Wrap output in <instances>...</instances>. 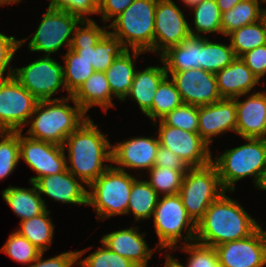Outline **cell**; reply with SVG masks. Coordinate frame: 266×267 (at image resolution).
Instances as JSON below:
<instances>
[{
	"mask_svg": "<svg viewBox=\"0 0 266 267\" xmlns=\"http://www.w3.org/2000/svg\"><path fill=\"white\" fill-rule=\"evenodd\" d=\"M35 185L39 194H44L64 204L87 205V189L67 169L54 175L39 178Z\"/></svg>",
	"mask_w": 266,
	"mask_h": 267,
	"instance_id": "obj_21",
	"label": "cell"
},
{
	"mask_svg": "<svg viewBox=\"0 0 266 267\" xmlns=\"http://www.w3.org/2000/svg\"><path fill=\"white\" fill-rule=\"evenodd\" d=\"M13 76L39 101L63 99L52 98L61 87L66 89L63 65L50 56L44 55L24 67L14 68Z\"/></svg>",
	"mask_w": 266,
	"mask_h": 267,
	"instance_id": "obj_11",
	"label": "cell"
},
{
	"mask_svg": "<svg viewBox=\"0 0 266 267\" xmlns=\"http://www.w3.org/2000/svg\"><path fill=\"white\" fill-rule=\"evenodd\" d=\"M158 139L161 146L169 149L190 167H203L212 162L210 146L198 133L166 126L159 122Z\"/></svg>",
	"mask_w": 266,
	"mask_h": 267,
	"instance_id": "obj_13",
	"label": "cell"
},
{
	"mask_svg": "<svg viewBox=\"0 0 266 267\" xmlns=\"http://www.w3.org/2000/svg\"><path fill=\"white\" fill-rule=\"evenodd\" d=\"M163 66H150L135 73L131 89L126 97L135 100L142 113L145 115L150 111L152 102L161 81L167 76L163 61Z\"/></svg>",
	"mask_w": 266,
	"mask_h": 267,
	"instance_id": "obj_25",
	"label": "cell"
},
{
	"mask_svg": "<svg viewBox=\"0 0 266 267\" xmlns=\"http://www.w3.org/2000/svg\"><path fill=\"white\" fill-rule=\"evenodd\" d=\"M32 188H20L9 186L2 192V198L10 206L13 212L24 221L38 216L47 210L45 200L39 194L34 182H30Z\"/></svg>",
	"mask_w": 266,
	"mask_h": 267,
	"instance_id": "obj_26",
	"label": "cell"
},
{
	"mask_svg": "<svg viewBox=\"0 0 266 267\" xmlns=\"http://www.w3.org/2000/svg\"><path fill=\"white\" fill-rule=\"evenodd\" d=\"M166 71L201 69V37L189 36L160 55Z\"/></svg>",
	"mask_w": 266,
	"mask_h": 267,
	"instance_id": "obj_27",
	"label": "cell"
},
{
	"mask_svg": "<svg viewBox=\"0 0 266 267\" xmlns=\"http://www.w3.org/2000/svg\"><path fill=\"white\" fill-rule=\"evenodd\" d=\"M150 186L159 196L176 195L180 192L184 173L167 167L153 166L149 171Z\"/></svg>",
	"mask_w": 266,
	"mask_h": 267,
	"instance_id": "obj_37",
	"label": "cell"
},
{
	"mask_svg": "<svg viewBox=\"0 0 266 267\" xmlns=\"http://www.w3.org/2000/svg\"><path fill=\"white\" fill-rule=\"evenodd\" d=\"M199 106L182 104L168 113L161 121L166 126L182 129L188 132L198 133Z\"/></svg>",
	"mask_w": 266,
	"mask_h": 267,
	"instance_id": "obj_40",
	"label": "cell"
},
{
	"mask_svg": "<svg viewBox=\"0 0 266 267\" xmlns=\"http://www.w3.org/2000/svg\"><path fill=\"white\" fill-rule=\"evenodd\" d=\"M181 250L189 254L183 267H221L214 247L194 241L184 244Z\"/></svg>",
	"mask_w": 266,
	"mask_h": 267,
	"instance_id": "obj_44",
	"label": "cell"
},
{
	"mask_svg": "<svg viewBox=\"0 0 266 267\" xmlns=\"http://www.w3.org/2000/svg\"><path fill=\"white\" fill-rule=\"evenodd\" d=\"M246 144L223 151L212 163L216 166L220 182L227 192L235 191V183L253 176V183L260 189L266 177V139L244 138Z\"/></svg>",
	"mask_w": 266,
	"mask_h": 267,
	"instance_id": "obj_4",
	"label": "cell"
},
{
	"mask_svg": "<svg viewBox=\"0 0 266 267\" xmlns=\"http://www.w3.org/2000/svg\"><path fill=\"white\" fill-rule=\"evenodd\" d=\"M0 181L8 177L20 161L19 131H0Z\"/></svg>",
	"mask_w": 266,
	"mask_h": 267,
	"instance_id": "obj_38",
	"label": "cell"
},
{
	"mask_svg": "<svg viewBox=\"0 0 266 267\" xmlns=\"http://www.w3.org/2000/svg\"><path fill=\"white\" fill-rule=\"evenodd\" d=\"M203 0H182V2L185 4V6L187 5V7L191 8L195 5H197L198 3L202 2Z\"/></svg>",
	"mask_w": 266,
	"mask_h": 267,
	"instance_id": "obj_52",
	"label": "cell"
},
{
	"mask_svg": "<svg viewBox=\"0 0 266 267\" xmlns=\"http://www.w3.org/2000/svg\"><path fill=\"white\" fill-rule=\"evenodd\" d=\"M260 190H266V177H265V179H264V182H263V184H262Z\"/></svg>",
	"mask_w": 266,
	"mask_h": 267,
	"instance_id": "obj_55",
	"label": "cell"
},
{
	"mask_svg": "<svg viewBox=\"0 0 266 267\" xmlns=\"http://www.w3.org/2000/svg\"><path fill=\"white\" fill-rule=\"evenodd\" d=\"M160 146L158 136L132 137L112 145L111 164L115 168L126 171L127 169H142L147 172L155 165V159Z\"/></svg>",
	"mask_w": 266,
	"mask_h": 267,
	"instance_id": "obj_17",
	"label": "cell"
},
{
	"mask_svg": "<svg viewBox=\"0 0 266 267\" xmlns=\"http://www.w3.org/2000/svg\"><path fill=\"white\" fill-rule=\"evenodd\" d=\"M39 100L14 76L0 77V131H22Z\"/></svg>",
	"mask_w": 266,
	"mask_h": 267,
	"instance_id": "obj_10",
	"label": "cell"
},
{
	"mask_svg": "<svg viewBox=\"0 0 266 267\" xmlns=\"http://www.w3.org/2000/svg\"><path fill=\"white\" fill-rule=\"evenodd\" d=\"M152 217L159 241L154 249L174 250L180 247L177 245L179 242L187 244L195 241L197 224L188 215L179 194L159 196ZM183 231L187 232L184 237Z\"/></svg>",
	"mask_w": 266,
	"mask_h": 267,
	"instance_id": "obj_7",
	"label": "cell"
},
{
	"mask_svg": "<svg viewBox=\"0 0 266 267\" xmlns=\"http://www.w3.org/2000/svg\"><path fill=\"white\" fill-rule=\"evenodd\" d=\"M227 36L230 37L236 57H241L248 51L266 45V21L262 18L256 23L235 29Z\"/></svg>",
	"mask_w": 266,
	"mask_h": 267,
	"instance_id": "obj_31",
	"label": "cell"
},
{
	"mask_svg": "<svg viewBox=\"0 0 266 267\" xmlns=\"http://www.w3.org/2000/svg\"><path fill=\"white\" fill-rule=\"evenodd\" d=\"M134 178L111 165L88 187L87 206H93L99 220L126 215Z\"/></svg>",
	"mask_w": 266,
	"mask_h": 267,
	"instance_id": "obj_6",
	"label": "cell"
},
{
	"mask_svg": "<svg viewBox=\"0 0 266 267\" xmlns=\"http://www.w3.org/2000/svg\"><path fill=\"white\" fill-rule=\"evenodd\" d=\"M20 159L37 173L29 182L39 178L58 174L66 169V153L63 146L32 139L19 131Z\"/></svg>",
	"mask_w": 266,
	"mask_h": 267,
	"instance_id": "obj_14",
	"label": "cell"
},
{
	"mask_svg": "<svg viewBox=\"0 0 266 267\" xmlns=\"http://www.w3.org/2000/svg\"><path fill=\"white\" fill-rule=\"evenodd\" d=\"M65 89L72 96L78 88L95 72L88 61L81 58L72 48L63 56Z\"/></svg>",
	"mask_w": 266,
	"mask_h": 267,
	"instance_id": "obj_34",
	"label": "cell"
},
{
	"mask_svg": "<svg viewBox=\"0 0 266 267\" xmlns=\"http://www.w3.org/2000/svg\"><path fill=\"white\" fill-rule=\"evenodd\" d=\"M107 27L98 25H85L82 30L75 36L72 49L90 65L93 63V47L100 37L107 31Z\"/></svg>",
	"mask_w": 266,
	"mask_h": 267,
	"instance_id": "obj_42",
	"label": "cell"
},
{
	"mask_svg": "<svg viewBox=\"0 0 266 267\" xmlns=\"http://www.w3.org/2000/svg\"><path fill=\"white\" fill-rule=\"evenodd\" d=\"M48 7L66 11L78 17L86 25L97 26L88 15L98 14V0H50Z\"/></svg>",
	"mask_w": 266,
	"mask_h": 267,
	"instance_id": "obj_41",
	"label": "cell"
},
{
	"mask_svg": "<svg viewBox=\"0 0 266 267\" xmlns=\"http://www.w3.org/2000/svg\"><path fill=\"white\" fill-rule=\"evenodd\" d=\"M74 101L87 114L93 106H100L104 112L114 107L109 82L105 72L95 71L72 95Z\"/></svg>",
	"mask_w": 266,
	"mask_h": 267,
	"instance_id": "obj_24",
	"label": "cell"
},
{
	"mask_svg": "<svg viewBox=\"0 0 266 267\" xmlns=\"http://www.w3.org/2000/svg\"><path fill=\"white\" fill-rule=\"evenodd\" d=\"M66 147V169L87 187L112 165L103 163L112 161V144L90 117L66 138Z\"/></svg>",
	"mask_w": 266,
	"mask_h": 267,
	"instance_id": "obj_1",
	"label": "cell"
},
{
	"mask_svg": "<svg viewBox=\"0 0 266 267\" xmlns=\"http://www.w3.org/2000/svg\"><path fill=\"white\" fill-rule=\"evenodd\" d=\"M71 101L75 107L66 104ZM88 118L72 96L40 100L28 120L27 125H31L26 136L63 146L66 138Z\"/></svg>",
	"mask_w": 266,
	"mask_h": 267,
	"instance_id": "obj_3",
	"label": "cell"
},
{
	"mask_svg": "<svg viewBox=\"0 0 266 267\" xmlns=\"http://www.w3.org/2000/svg\"><path fill=\"white\" fill-rule=\"evenodd\" d=\"M125 50L121 41L107 29L93 47L92 66L94 70L105 72L114 59Z\"/></svg>",
	"mask_w": 266,
	"mask_h": 267,
	"instance_id": "obj_36",
	"label": "cell"
},
{
	"mask_svg": "<svg viewBox=\"0 0 266 267\" xmlns=\"http://www.w3.org/2000/svg\"><path fill=\"white\" fill-rule=\"evenodd\" d=\"M198 134L209 145L212 137L233 131L236 133L237 113L235 99L223 98L216 103L199 106Z\"/></svg>",
	"mask_w": 266,
	"mask_h": 267,
	"instance_id": "obj_18",
	"label": "cell"
},
{
	"mask_svg": "<svg viewBox=\"0 0 266 267\" xmlns=\"http://www.w3.org/2000/svg\"><path fill=\"white\" fill-rule=\"evenodd\" d=\"M164 267H183L177 258H173L171 254L166 253V262Z\"/></svg>",
	"mask_w": 266,
	"mask_h": 267,
	"instance_id": "obj_51",
	"label": "cell"
},
{
	"mask_svg": "<svg viewBox=\"0 0 266 267\" xmlns=\"http://www.w3.org/2000/svg\"><path fill=\"white\" fill-rule=\"evenodd\" d=\"M224 192L197 223L195 241L216 247L227 241L246 238L258 229V222L243 206Z\"/></svg>",
	"mask_w": 266,
	"mask_h": 267,
	"instance_id": "obj_2",
	"label": "cell"
},
{
	"mask_svg": "<svg viewBox=\"0 0 266 267\" xmlns=\"http://www.w3.org/2000/svg\"><path fill=\"white\" fill-rule=\"evenodd\" d=\"M242 0H216L220 13H224L232 9L237 3Z\"/></svg>",
	"mask_w": 266,
	"mask_h": 267,
	"instance_id": "obj_50",
	"label": "cell"
},
{
	"mask_svg": "<svg viewBox=\"0 0 266 267\" xmlns=\"http://www.w3.org/2000/svg\"><path fill=\"white\" fill-rule=\"evenodd\" d=\"M90 253L89 256L77 261L80 267H137L129 259L111 251L105 244Z\"/></svg>",
	"mask_w": 266,
	"mask_h": 267,
	"instance_id": "obj_43",
	"label": "cell"
},
{
	"mask_svg": "<svg viewBox=\"0 0 266 267\" xmlns=\"http://www.w3.org/2000/svg\"><path fill=\"white\" fill-rule=\"evenodd\" d=\"M221 267H264L266 249L257 229L250 236L214 247Z\"/></svg>",
	"mask_w": 266,
	"mask_h": 267,
	"instance_id": "obj_16",
	"label": "cell"
},
{
	"mask_svg": "<svg viewBox=\"0 0 266 267\" xmlns=\"http://www.w3.org/2000/svg\"><path fill=\"white\" fill-rule=\"evenodd\" d=\"M182 104L183 101L174 81L169 79L167 75L159 84L152 102V107L146 116L152 120L154 126H157V119L160 121L168 113Z\"/></svg>",
	"mask_w": 266,
	"mask_h": 267,
	"instance_id": "obj_32",
	"label": "cell"
},
{
	"mask_svg": "<svg viewBox=\"0 0 266 267\" xmlns=\"http://www.w3.org/2000/svg\"><path fill=\"white\" fill-rule=\"evenodd\" d=\"M20 1L22 0H0V6L2 5H10V4H13V3H20Z\"/></svg>",
	"mask_w": 266,
	"mask_h": 267,
	"instance_id": "obj_54",
	"label": "cell"
},
{
	"mask_svg": "<svg viewBox=\"0 0 266 267\" xmlns=\"http://www.w3.org/2000/svg\"><path fill=\"white\" fill-rule=\"evenodd\" d=\"M266 0H242L232 9L221 13V34L227 37L235 29L258 22L263 18Z\"/></svg>",
	"mask_w": 266,
	"mask_h": 267,
	"instance_id": "obj_28",
	"label": "cell"
},
{
	"mask_svg": "<svg viewBox=\"0 0 266 267\" xmlns=\"http://www.w3.org/2000/svg\"><path fill=\"white\" fill-rule=\"evenodd\" d=\"M244 101L236 97V133L244 138L266 139V90L252 92Z\"/></svg>",
	"mask_w": 266,
	"mask_h": 267,
	"instance_id": "obj_19",
	"label": "cell"
},
{
	"mask_svg": "<svg viewBox=\"0 0 266 267\" xmlns=\"http://www.w3.org/2000/svg\"><path fill=\"white\" fill-rule=\"evenodd\" d=\"M185 15L172 0H157L154 18L153 52L161 55L191 36Z\"/></svg>",
	"mask_w": 266,
	"mask_h": 267,
	"instance_id": "obj_12",
	"label": "cell"
},
{
	"mask_svg": "<svg viewBox=\"0 0 266 267\" xmlns=\"http://www.w3.org/2000/svg\"><path fill=\"white\" fill-rule=\"evenodd\" d=\"M258 230H259V232H260V234L262 236L263 243H264V246H265V249H266V230H263L262 226H260L259 224H258Z\"/></svg>",
	"mask_w": 266,
	"mask_h": 267,
	"instance_id": "obj_53",
	"label": "cell"
},
{
	"mask_svg": "<svg viewBox=\"0 0 266 267\" xmlns=\"http://www.w3.org/2000/svg\"><path fill=\"white\" fill-rule=\"evenodd\" d=\"M139 226L113 231L100 239L111 251L129 259L137 267H147L154 249L144 239L146 233H139Z\"/></svg>",
	"mask_w": 266,
	"mask_h": 267,
	"instance_id": "obj_20",
	"label": "cell"
},
{
	"mask_svg": "<svg viewBox=\"0 0 266 267\" xmlns=\"http://www.w3.org/2000/svg\"><path fill=\"white\" fill-rule=\"evenodd\" d=\"M263 18L265 19L266 21V9L264 8V12H263Z\"/></svg>",
	"mask_w": 266,
	"mask_h": 267,
	"instance_id": "obj_56",
	"label": "cell"
},
{
	"mask_svg": "<svg viewBox=\"0 0 266 267\" xmlns=\"http://www.w3.org/2000/svg\"><path fill=\"white\" fill-rule=\"evenodd\" d=\"M28 38L16 40L14 36H7L0 33V77H11L14 73V68L10 67L15 52L26 42ZM7 72V76L4 73Z\"/></svg>",
	"mask_w": 266,
	"mask_h": 267,
	"instance_id": "obj_45",
	"label": "cell"
},
{
	"mask_svg": "<svg viewBox=\"0 0 266 267\" xmlns=\"http://www.w3.org/2000/svg\"><path fill=\"white\" fill-rule=\"evenodd\" d=\"M85 25L78 17L66 11L48 7L28 48L31 52H44L45 56L56 53L63 45L69 49Z\"/></svg>",
	"mask_w": 266,
	"mask_h": 267,
	"instance_id": "obj_9",
	"label": "cell"
},
{
	"mask_svg": "<svg viewBox=\"0 0 266 267\" xmlns=\"http://www.w3.org/2000/svg\"><path fill=\"white\" fill-rule=\"evenodd\" d=\"M156 5L157 0H134L106 27L125 49L153 52Z\"/></svg>",
	"mask_w": 266,
	"mask_h": 267,
	"instance_id": "obj_5",
	"label": "cell"
},
{
	"mask_svg": "<svg viewBox=\"0 0 266 267\" xmlns=\"http://www.w3.org/2000/svg\"><path fill=\"white\" fill-rule=\"evenodd\" d=\"M191 9L194 11V29L189 25L191 36L201 37L203 33L221 34V13L216 0H203Z\"/></svg>",
	"mask_w": 266,
	"mask_h": 267,
	"instance_id": "obj_35",
	"label": "cell"
},
{
	"mask_svg": "<svg viewBox=\"0 0 266 267\" xmlns=\"http://www.w3.org/2000/svg\"><path fill=\"white\" fill-rule=\"evenodd\" d=\"M166 72L174 81L184 104L203 106L223 99L215 73L200 68Z\"/></svg>",
	"mask_w": 266,
	"mask_h": 267,
	"instance_id": "obj_15",
	"label": "cell"
},
{
	"mask_svg": "<svg viewBox=\"0 0 266 267\" xmlns=\"http://www.w3.org/2000/svg\"><path fill=\"white\" fill-rule=\"evenodd\" d=\"M0 252H4L15 262L28 266L38 258L42 251L15 230L10 234Z\"/></svg>",
	"mask_w": 266,
	"mask_h": 267,
	"instance_id": "obj_39",
	"label": "cell"
},
{
	"mask_svg": "<svg viewBox=\"0 0 266 267\" xmlns=\"http://www.w3.org/2000/svg\"><path fill=\"white\" fill-rule=\"evenodd\" d=\"M240 58L259 80L266 75V45L248 51Z\"/></svg>",
	"mask_w": 266,
	"mask_h": 267,
	"instance_id": "obj_47",
	"label": "cell"
},
{
	"mask_svg": "<svg viewBox=\"0 0 266 267\" xmlns=\"http://www.w3.org/2000/svg\"><path fill=\"white\" fill-rule=\"evenodd\" d=\"M154 166L167 167L171 170H180L184 174L190 168L180 156H177L172 151L161 145L158 148Z\"/></svg>",
	"mask_w": 266,
	"mask_h": 267,
	"instance_id": "obj_48",
	"label": "cell"
},
{
	"mask_svg": "<svg viewBox=\"0 0 266 267\" xmlns=\"http://www.w3.org/2000/svg\"><path fill=\"white\" fill-rule=\"evenodd\" d=\"M134 0H98V14L104 24L126 10Z\"/></svg>",
	"mask_w": 266,
	"mask_h": 267,
	"instance_id": "obj_49",
	"label": "cell"
},
{
	"mask_svg": "<svg viewBox=\"0 0 266 267\" xmlns=\"http://www.w3.org/2000/svg\"><path fill=\"white\" fill-rule=\"evenodd\" d=\"M215 75L221 97L228 99L250 94L260 82L240 57Z\"/></svg>",
	"mask_w": 266,
	"mask_h": 267,
	"instance_id": "obj_22",
	"label": "cell"
},
{
	"mask_svg": "<svg viewBox=\"0 0 266 267\" xmlns=\"http://www.w3.org/2000/svg\"><path fill=\"white\" fill-rule=\"evenodd\" d=\"M142 53L144 52L140 50L130 51V49H126L114 59L113 63L105 71L112 95L120 101L127 99L126 96L131 89L137 71L135 69V61Z\"/></svg>",
	"mask_w": 266,
	"mask_h": 267,
	"instance_id": "obj_23",
	"label": "cell"
},
{
	"mask_svg": "<svg viewBox=\"0 0 266 267\" xmlns=\"http://www.w3.org/2000/svg\"><path fill=\"white\" fill-rule=\"evenodd\" d=\"M90 248L88 247L80 251L63 252L48 259H43L44 252H41L38 258L27 267H72L77 265L78 259Z\"/></svg>",
	"mask_w": 266,
	"mask_h": 267,
	"instance_id": "obj_46",
	"label": "cell"
},
{
	"mask_svg": "<svg viewBox=\"0 0 266 267\" xmlns=\"http://www.w3.org/2000/svg\"><path fill=\"white\" fill-rule=\"evenodd\" d=\"M159 195L147 180L135 179L132 184L127 214H132L136 221L150 219L157 206Z\"/></svg>",
	"mask_w": 266,
	"mask_h": 267,
	"instance_id": "obj_30",
	"label": "cell"
},
{
	"mask_svg": "<svg viewBox=\"0 0 266 267\" xmlns=\"http://www.w3.org/2000/svg\"><path fill=\"white\" fill-rule=\"evenodd\" d=\"M50 211L47 209L44 213L30 219L20 221L17 232L28 239L34 246L42 252L47 251L53 242L54 225L52 218H49Z\"/></svg>",
	"mask_w": 266,
	"mask_h": 267,
	"instance_id": "obj_29",
	"label": "cell"
},
{
	"mask_svg": "<svg viewBox=\"0 0 266 267\" xmlns=\"http://www.w3.org/2000/svg\"><path fill=\"white\" fill-rule=\"evenodd\" d=\"M224 192L217 168L211 162L203 167L189 168L178 194L188 215L197 224L208 207Z\"/></svg>",
	"mask_w": 266,
	"mask_h": 267,
	"instance_id": "obj_8",
	"label": "cell"
},
{
	"mask_svg": "<svg viewBox=\"0 0 266 267\" xmlns=\"http://www.w3.org/2000/svg\"><path fill=\"white\" fill-rule=\"evenodd\" d=\"M236 58L230 43L229 45L221 44L201 36V69L216 74Z\"/></svg>",
	"mask_w": 266,
	"mask_h": 267,
	"instance_id": "obj_33",
	"label": "cell"
}]
</instances>
